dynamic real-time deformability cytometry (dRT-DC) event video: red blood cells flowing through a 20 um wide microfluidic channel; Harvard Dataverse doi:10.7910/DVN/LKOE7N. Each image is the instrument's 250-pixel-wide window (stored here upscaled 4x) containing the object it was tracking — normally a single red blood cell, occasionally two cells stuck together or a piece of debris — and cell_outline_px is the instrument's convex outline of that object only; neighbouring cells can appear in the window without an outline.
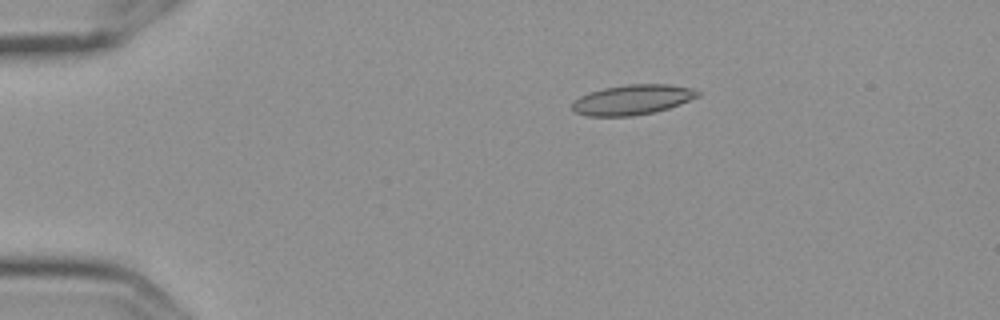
{"species": "Egyptian fruit bat (a non-hibernating species)", "species_latin": "Rousettus aegyptiacus", "temperature_condition": "cold", "stored_images_in_passage": 6, "camera_frame_rate_fps": 3000, "um_per_image_px": 0.085, "frame": {"image": 1, "passage_image": 4, "time_ms": 1.0, "image_size_px": [1000, 320], "cell_outline_px": [[700, 96], [680, 104], [668, 108], [652, 112], [632, 116], [588, 116], [576, 112], [572, 108], [572, 100], [588, 92], [604, 88], [628, 84], [668, 84], [692, 88], [700, 92]], "centroid_in_image_um": [53.74, 8.47], "position_along_channel_um": 31.3, "area_um2": 21.96}}